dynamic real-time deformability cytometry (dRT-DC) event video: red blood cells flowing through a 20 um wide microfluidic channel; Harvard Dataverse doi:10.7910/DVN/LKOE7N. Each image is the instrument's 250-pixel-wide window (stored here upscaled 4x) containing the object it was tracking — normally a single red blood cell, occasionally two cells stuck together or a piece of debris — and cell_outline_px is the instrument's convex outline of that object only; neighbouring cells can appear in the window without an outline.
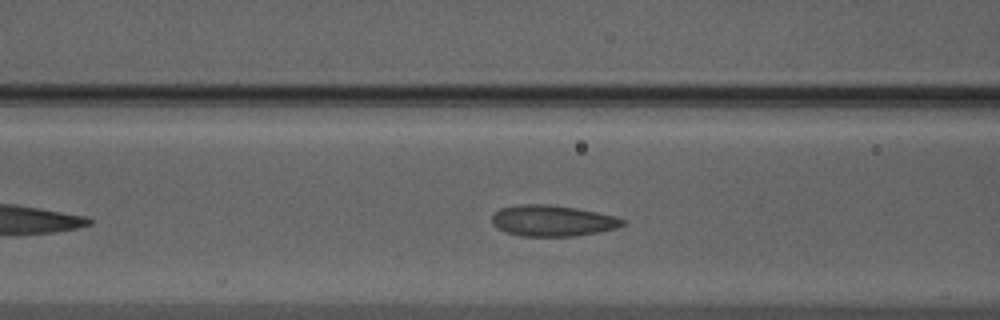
{"species": "Egyptian fruit bat (a non-hibernating species)", "species_latin": "Rousettus aegyptiacus", "temperature_condition": "warm", "stored_images_in_passage": 40, "camera_frame_rate_fps": 3000, "um_per_image_px": 0.085, "animal": {"sex": "male"}, "frame": {"image": 1, "passage_image": 11, "time_ms": 3.333, "image_size_px": [1000, 320], "cell_outline_px": [[624, 224], [616, 228], [596, 232], [572, 236], [520, 236], [504, 232], [496, 228], [492, 224], [492, 216], [500, 208], [516, 204], [548, 204], [576, 208], [616, 216], [624, 220]], "centroid_in_image_um": [46.9, 18.76], "position_along_channel_um": 119.7, "area_um2": 23.64}}
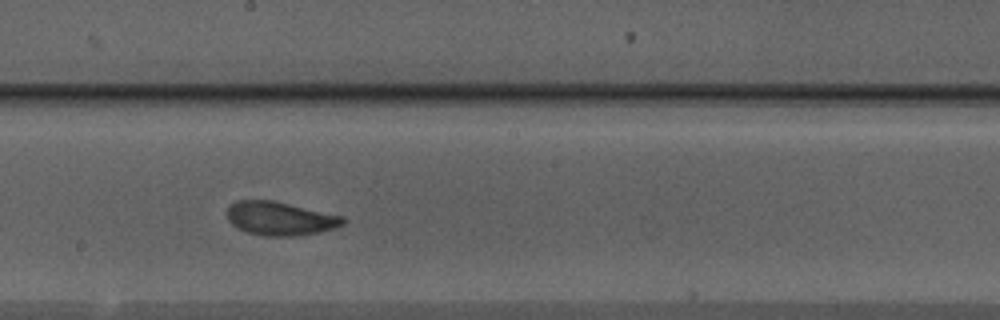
{"frame": {"image": 2, "passage_image": 19, "time_ms": 6.0, "image_size_px": [1000, 320], "cell_outline_px": [[344, 224], [320, 232], [292, 236], [264, 236], [248, 232], [236, 228], [228, 220], [228, 208], [236, 200], [272, 200], [344, 216]], "centroid_in_image_um": [23.79, 18.57], "position_along_channel_um": 224.4, "area_um2": 22.54}}
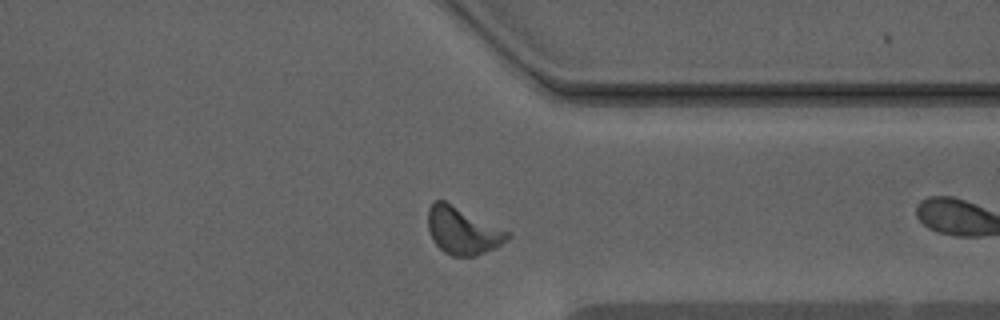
{"frame": {"image": 3, "passage_image": 27, "time_ms": 8.667, "image_size_px": [1000, 320], "cell_outline_px": [[512, 236], [508, 240], [496, 248], [476, 256], [452, 256], [444, 252], [432, 240], [428, 228], [428, 208], [436, 200], [444, 200], [512, 232]], "centroid_in_image_um": [39.37, 19.62], "position_along_channel_um": 372.0, "area_um2": 22.14}, "authors_computed_cell_mechanics": {"area_um2": 22.4842, "velocity_mm_per_s": 3.9446, "shape_relaxation_time_tau1_ms": 2.3754, "shape_relaxation_time_tau2_ms": 1.0387, "deformation_change_tau1": 0.11, "deformation_change_tau2": 0.0703}}